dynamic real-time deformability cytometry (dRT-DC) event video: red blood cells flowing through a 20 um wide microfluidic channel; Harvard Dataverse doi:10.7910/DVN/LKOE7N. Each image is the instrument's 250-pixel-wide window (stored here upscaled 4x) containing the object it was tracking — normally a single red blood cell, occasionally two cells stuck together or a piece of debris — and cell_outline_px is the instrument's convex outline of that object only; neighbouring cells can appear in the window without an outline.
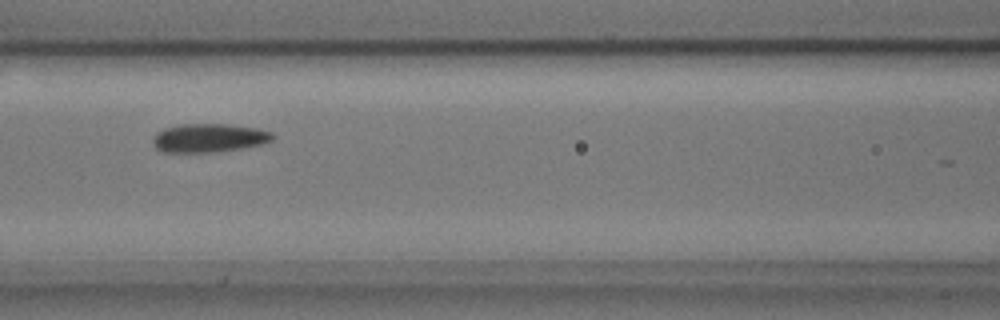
{"species": "common noctule bat (a hibernating species)", "species_latin": "Nyctalus noctula", "temperature_condition": "cold", "stored_images_in_passage": 6, "camera_frame_rate_fps": 3000, "um_per_image_px": 0.085, "animal": {"sex": "male", "body_mass_g": 17.9, "forearm_length_mm": 54.2}, "frame": {"image": 1, "passage_image": 3, "time_ms": 0.667, "image_size_px": [1000, 320], "cell_outline_px": [[276, 136], [272, 140], [264, 144], [240, 148], [212, 152], [164, 152], [156, 148], [152, 140], [156, 132], [164, 128], [180, 124], [228, 124], [256, 128], [272, 132]], "centroid_in_image_um": [17.77, 11.72], "position_along_channel_um": 148.8, "area_um2": 20.0}}
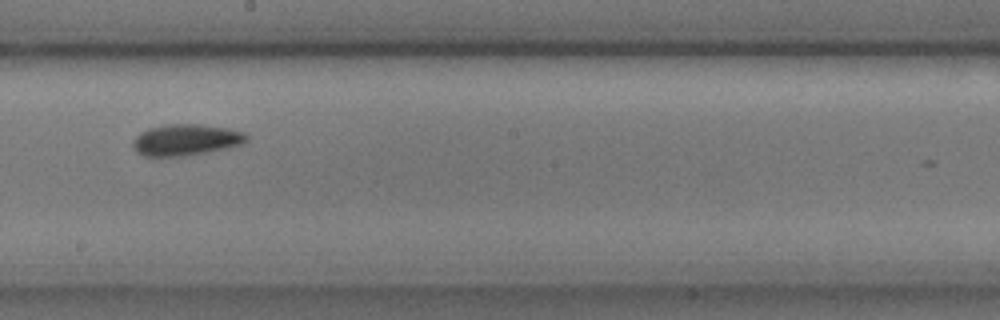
{"frame": {"image": 2, "passage_image": 5, "time_ms": 1.333, "image_size_px": [1000, 320], "cell_outline_px": [[248, 140], [244, 144], [184, 156], [144, 156], [136, 152], [132, 148], [132, 140], [140, 132], [148, 128], [164, 124], [196, 124], [228, 128], [244, 132], [248, 136]], "centroid_in_image_um": [15.76, 11.88], "position_along_channel_um": 232.4, "area_um2": 20.81}}
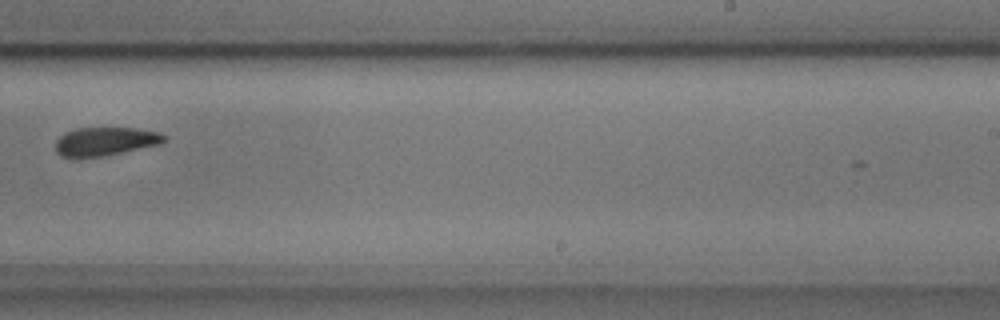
{"frame": {"image": 3, "passage_image": 6, "time_ms": 1.667, "image_size_px": [1000, 320], "cell_outline_px": [[168, 140], [160, 144], [104, 156], [60, 156], [56, 152], [56, 140], [64, 132], [76, 128], [140, 128], [160, 132], [168, 136]], "centroid_in_image_um": [9.01, 11.99], "position_along_channel_um": 280.0, "area_um2": 18.09}}